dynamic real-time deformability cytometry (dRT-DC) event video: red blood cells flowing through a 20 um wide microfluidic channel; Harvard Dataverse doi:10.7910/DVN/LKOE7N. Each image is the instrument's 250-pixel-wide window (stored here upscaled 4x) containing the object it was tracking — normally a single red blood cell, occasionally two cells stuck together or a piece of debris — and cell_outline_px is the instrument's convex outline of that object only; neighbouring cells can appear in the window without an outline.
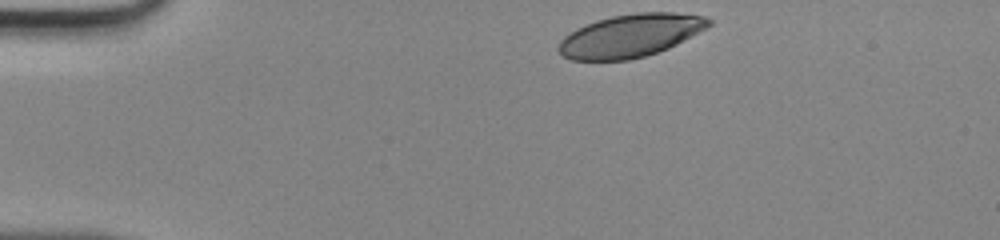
{"species": "human", "species_latin": "Homo sapiens", "temperature_condition": "room temperature", "stored_images_in_passage": 28, "camera_frame_rate_fps": 3000, "um_per_image_px": 0.085, "donor": {"sex": "male"}, "frame": {"image": 1, "passage_image": 1, "time_ms": 0.0, "image_size_px": [1000, 240], "cell_outline_px": [[712, 24], [676, 44], [668, 48], [644, 56], [628, 60], [572, 60], [564, 56], [556, 48], [560, 40], [564, 36], [576, 28], [596, 20], [612, 16], [636, 12], [676, 12], [704, 16], [712, 20]], "centroid_in_image_um": [53.56, 3.02], "position_along_channel_um": 31.4, "area_um2": 37.4}}
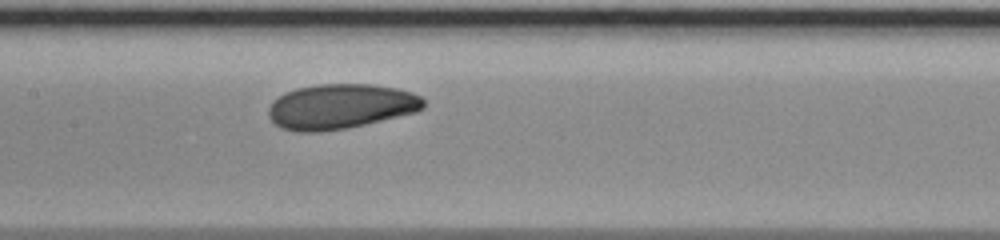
{"frame": {"image": 2, "passage_image": 16, "time_ms": 5.0, "image_size_px": [1000, 240], "cell_outline_px": [[424, 108], [416, 112], [348, 128], [320, 132], [300, 132], [284, 128], [276, 124], [268, 116], [268, 108], [272, 100], [296, 88], [320, 84], [372, 84], [396, 88], [412, 92], [420, 96], [424, 100]], "centroid_in_image_um": [28.96, 9.05], "position_along_channel_um": 178.4, "area_um2": 40.58}}
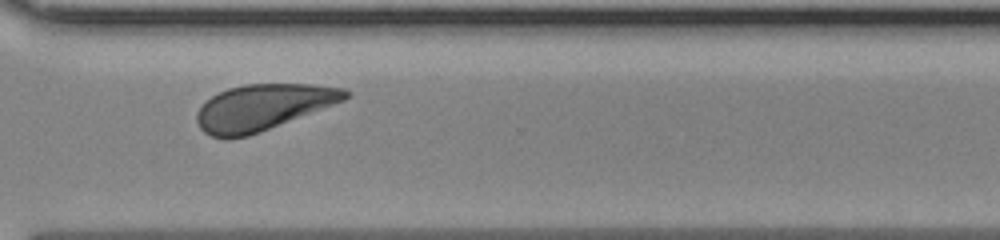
{"frame": {"image": 3, "passage_image": 28, "time_ms": 9.0, "image_size_px": [1000, 240], "cell_outline_px": [[348, 96], [344, 100], [248, 136], [224, 140], [212, 136], [204, 132], [200, 128], [196, 120], [196, 116], [200, 108], [212, 96], [228, 88], [244, 84], [312, 84], [344, 88], [348, 92]], "centroid_in_image_um": [22.3, 9.12], "position_along_channel_um": 348.3, "area_um2": 39.25}}